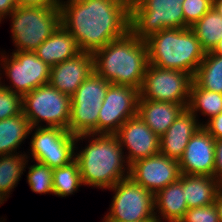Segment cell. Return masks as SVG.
Instances as JSON below:
<instances>
[{"label": "cell", "mask_w": 222, "mask_h": 222, "mask_svg": "<svg viewBox=\"0 0 222 222\" xmlns=\"http://www.w3.org/2000/svg\"><path fill=\"white\" fill-rule=\"evenodd\" d=\"M94 71L93 53L81 51L50 68L49 84L59 92L72 96Z\"/></svg>", "instance_id": "obj_17"}, {"label": "cell", "mask_w": 222, "mask_h": 222, "mask_svg": "<svg viewBox=\"0 0 222 222\" xmlns=\"http://www.w3.org/2000/svg\"><path fill=\"white\" fill-rule=\"evenodd\" d=\"M115 136L121 147L128 150L125 156L129 165L160 153V137L138 115L127 119Z\"/></svg>", "instance_id": "obj_15"}, {"label": "cell", "mask_w": 222, "mask_h": 222, "mask_svg": "<svg viewBox=\"0 0 222 222\" xmlns=\"http://www.w3.org/2000/svg\"><path fill=\"white\" fill-rule=\"evenodd\" d=\"M139 90L110 84L98 118V134H115L127 119L137 115Z\"/></svg>", "instance_id": "obj_13"}, {"label": "cell", "mask_w": 222, "mask_h": 222, "mask_svg": "<svg viewBox=\"0 0 222 222\" xmlns=\"http://www.w3.org/2000/svg\"><path fill=\"white\" fill-rule=\"evenodd\" d=\"M214 0H184L182 9L185 28L193 26L206 12L213 7Z\"/></svg>", "instance_id": "obj_31"}, {"label": "cell", "mask_w": 222, "mask_h": 222, "mask_svg": "<svg viewBox=\"0 0 222 222\" xmlns=\"http://www.w3.org/2000/svg\"><path fill=\"white\" fill-rule=\"evenodd\" d=\"M36 130L30 142L34 161L55 169L75 160L76 136L57 127H33ZM76 148V149H75Z\"/></svg>", "instance_id": "obj_11"}, {"label": "cell", "mask_w": 222, "mask_h": 222, "mask_svg": "<svg viewBox=\"0 0 222 222\" xmlns=\"http://www.w3.org/2000/svg\"><path fill=\"white\" fill-rule=\"evenodd\" d=\"M35 162L29 167L27 175L31 190L38 194H53V169L48 165Z\"/></svg>", "instance_id": "obj_29"}, {"label": "cell", "mask_w": 222, "mask_h": 222, "mask_svg": "<svg viewBox=\"0 0 222 222\" xmlns=\"http://www.w3.org/2000/svg\"><path fill=\"white\" fill-rule=\"evenodd\" d=\"M187 109L196 117L197 111L209 119L222 112V94L200 88L194 81L190 88Z\"/></svg>", "instance_id": "obj_26"}, {"label": "cell", "mask_w": 222, "mask_h": 222, "mask_svg": "<svg viewBox=\"0 0 222 222\" xmlns=\"http://www.w3.org/2000/svg\"><path fill=\"white\" fill-rule=\"evenodd\" d=\"M22 112V96L0 85V121Z\"/></svg>", "instance_id": "obj_30"}, {"label": "cell", "mask_w": 222, "mask_h": 222, "mask_svg": "<svg viewBox=\"0 0 222 222\" xmlns=\"http://www.w3.org/2000/svg\"><path fill=\"white\" fill-rule=\"evenodd\" d=\"M216 140L199 128L189 140L179 163L181 174L214 176Z\"/></svg>", "instance_id": "obj_16"}, {"label": "cell", "mask_w": 222, "mask_h": 222, "mask_svg": "<svg viewBox=\"0 0 222 222\" xmlns=\"http://www.w3.org/2000/svg\"><path fill=\"white\" fill-rule=\"evenodd\" d=\"M155 217L158 222L162 218L168 222H179L185 212L188 210V205L184 196V174H181L179 179L172 184L167 185L154 195ZM161 219V220H160Z\"/></svg>", "instance_id": "obj_21"}, {"label": "cell", "mask_w": 222, "mask_h": 222, "mask_svg": "<svg viewBox=\"0 0 222 222\" xmlns=\"http://www.w3.org/2000/svg\"><path fill=\"white\" fill-rule=\"evenodd\" d=\"M211 52L218 55H222V39L217 43V45Z\"/></svg>", "instance_id": "obj_39"}, {"label": "cell", "mask_w": 222, "mask_h": 222, "mask_svg": "<svg viewBox=\"0 0 222 222\" xmlns=\"http://www.w3.org/2000/svg\"><path fill=\"white\" fill-rule=\"evenodd\" d=\"M187 105L139 99L137 115L155 134L161 137L181 112L187 108Z\"/></svg>", "instance_id": "obj_19"}, {"label": "cell", "mask_w": 222, "mask_h": 222, "mask_svg": "<svg viewBox=\"0 0 222 222\" xmlns=\"http://www.w3.org/2000/svg\"><path fill=\"white\" fill-rule=\"evenodd\" d=\"M180 175L178 161L159 153L132 163L129 177L155 195Z\"/></svg>", "instance_id": "obj_14"}, {"label": "cell", "mask_w": 222, "mask_h": 222, "mask_svg": "<svg viewBox=\"0 0 222 222\" xmlns=\"http://www.w3.org/2000/svg\"><path fill=\"white\" fill-rule=\"evenodd\" d=\"M18 7L17 0H0V23Z\"/></svg>", "instance_id": "obj_36"}, {"label": "cell", "mask_w": 222, "mask_h": 222, "mask_svg": "<svg viewBox=\"0 0 222 222\" xmlns=\"http://www.w3.org/2000/svg\"><path fill=\"white\" fill-rule=\"evenodd\" d=\"M82 184L81 174L76 160H73L65 166L53 169L54 195L66 197L77 191Z\"/></svg>", "instance_id": "obj_28"}, {"label": "cell", "mask_w": 222, "mask_h": 222, "mask_svg": "<svg viewBox=\"0 0 222 222\" xmlns=\"http://www.w3.org/2000/svg\"><path fill=\"white\" fill-rule=\"evenodd\" d=\"M187 108L176 118L174 123L160 137V153L179 161L189 140L202 127Z\"/></svg>", "instance_id": "obj_18"}, {"label": "cell", "mask_w": 222, "mask_h": 222, "mask_svg": "<svg viewBox=\"0 0 222 222\" xmlns=\"http://www.w3.org/2000/svg\"><path fill=\"white\" fill-rule=\"evenodd\" d=\"M184 0H130V31L140 40L168 28H185Z\"/></svg>", "instance_id": "obj_6"}, {"label": "cell", "mask_w": 222, "mask_h": 222, "mask_svg": "<svg viewBox=\"0 0 222 222\" xmlns=\"http://www.w3.org/2000/svg\"><path fill=\"white\" fill-rule=\"evenodd\" d=\"M193 81L200 88L222 94V55L205 52Z\"/></svg>", "instance_id": "obj_25"}, {"label": "cell", "mask_w": 222, "mask_h": 222, "mask_svg": "<svg viewBox=\"0 0 222 222\" xmlns=\"http://www.w3.org/2000/svg\"><path fill=\"white\" fill-rule=\"evenodd\" d=\"M7 196L4 195L2 192H0V205L4 203V201H6Z\"/></svg>", "instance_id": "obj_40"}, {"label": "cell", "mask_w": 222, "mask_h": 222, "mask_svg": "<svg viewBox=\"0 0 222 222\" xmlns=\"http://www.w3.org/2000/svg\"><path fill=\"white\" fill-rule=\"evenodd\" d=\"M110 84L94 71L71 96L68 131L72 135L98 134L99 111Z\"/></svg>", "instance_id": "obj_7"}, {"label": "cell", "mask_w": 222, "mask_h": 222, "mask_svg": "<svg viewBox=\"0 0 222 222\" xmlns=\"http://www.w3.org/2000/svg\"><path fill=\"white\" fill-rule=\"evenodd\" d=\"M34 52L49 67H53L81 51L74 36L61 24Z\"/></svg>", "instance_id": "obj_20"}, {"label": "cell", "mask_w": 222, "mask_h": 222, "mask_svg": "<svg viewBox=\"0 0 222 222\" xmlns=\"http://www.w3.org/2000/svg\"><path fill=\"white\" fill-rule=\"evenodd\" d=\"M222 184L213 176L185 175L184 196L188 209L213 204Z\"/></svg>", "instance_id": "obj_22"}, {"label": "cell", "mask_w": 222, "mask_h": 222, "mask_svg": "<svg viewBox=\"0 0 222 222\" xmlns=\"http://www.w3.org/2000/svg\"><path fill=\"white\" fill-rule=\"evenodd\" d=\"M108 190L114 191L110 212L103 221L145 222L156 220L154 194L131 177L117 182Z\"/></svg>", "instance_id": "obj_9"}, {"label": "cell", "mask_w": 222, "mask_h": 222, "mask_svg": "<svg viewBox=\"0 0 222 222\" xmlns=\"http://www.w3.org/2000/svg\"><path fill=\"white\" fill-rule=\"evenodd\" d=\"M214 203L219 215L220 222H222V188L219 190Z\"/></svg>", "instance_id": "obj_37"}, {"label": "cell", "mask_w": 222, "mask_h": 222, "mask_svg": "<svg viewBox=\"0 0 222 222\" xmlns=\"http://www.w3.org/2000/svg\"><path fill=\"white\" fill-rule=\"evenodd\" d=\"M32 132L23 112L0 121V155L14 154Z\"/></svg>", "instance_id": "obj_23"}, {"label": "cell", "mask_w": 222, "mask_h": 222, "mask_svg": "<svg viewBox=\"0 0 222 222\" xmlns=\"http://www.w3.org/2000/svg\"><path fill=\"white\" fill-rule=\"evenodd\" d=\"M93 56L95 72L107 82L141 89L149 65L147 45L130 30L96 50Z\"/></svg>", "instance_id": "obj_3"}, {"label": "cell", "mask_w": 222, "mask_h": 222, "mask_svg": "<svg viewBox=\"0 0 222 222\" xmlns=\"http://www.w3.org/2000/svg\"><path fill=\"white\" fill-rule=\"evenodd\" d=\"M205 52L212 51L222 39V16L212 7L190 27Z\"/></svg>", "instance_id": "obj_24"}, {"label": "cell", "mask_w": 222, "mask_h": 222, "mask_svg": "<svg viewBox=\"0 0 222 222\" xmlns=\"http://www.w3.org/2000/svg\"><path fill=\"white\" fill-rule=\"evenodd\" d=\"M222 184V139L215 143V168L214 176Z\"/></svg>", "instance_id": "obj_34"}, {"label": "cell", "mask_w": 222, "mask_h": 222, "mask_svg": "<svg viewBox=\"0 0 222 222\" xmlns=\"http://www.w3.org/2000/svg\"><path fill=\"white\" fill-rule=\"evenodd\" d=\"M61 24L79 50L94 53L130 30V0L61 1Z\"/></svg>", "instance_id": "obj_1"}, {"label": "cell", "mask_w": 222, "mask_h": 222, "mask_svg": "<svg viewBox=\"0 0 222 222\" xmlns=\"http://www.w3.org/2000/svg\"><path fill=\"white\" fill-rule=\"evenodd\" d=\"M28 163L27 154H7L0 155V192L7 197L23 174Z\"/></svg>", "instance_id": "obj_27"}, {"label": "cell", "mask_w": 222, "mask_h": 222, "mask_svg": "<svg viewBox=\"0 0 222 222\" xmlns=\"http://www.w3.org/2000/svg\"><path fill=\"white\" fill-rule=\"evenodd\" d=\"M192 82L193 76L186 72L149 64L139 99L188 104Z\"/></svg>", "instance_id": "obj_10"}, {"label": "cell", "mask_w": 222, "mask_h": 222, "mask_svg": "<svg viewBox=\"0 0 222 222\" xmlns=\"http://www.w3.org/2000/svg\"><path fill=\"white\" fill-rule=\"evenodd\" d=\"M22 7H60L62 0H17Z\"/></svg>", "instance_id": "obj_35"}, {"label": "cell", "mask_w": 222, "mask_h": 222, "mask_svg": "<svg viewBox=\"0 0 222 222\" xmlns=\"http://www.w3.org/2000/svg\"><path fill=\"white\" fill-rule=\"evenodd\" d=\"M213 7L222 16V0H214Z\"/></svg>", "instance_id": "obj_38"}, {"label": "cell", "mask_w": 222, "mask_h": 222, "mask_svg": "<svg viewBox=\"0 0 222 222\" xmlns=\"http://www.w3.org/2000/svg\"><path fill=\"white\" fill-rule=\"evenodd\" d=\"M5 75L11 81L10 86L3 87L20 94L22 97L32 90L49 83L50 68L35 52L15 51L9 58L1 55ZM1 67V66H0ZM1 76V73H0Z\"/></svg>", "instance_id": "obj_12"}, {"label": "cell", "mask_w": 222, "mask_h": 222, "mask_svg": "<svg viewBox=\"0 0 222 222\" xmlns=\"http://www.w3.org/2000/svg\"><path fill=\"white\" fill-rule=\"evenodd\" d=\"M22 108L32 128L40 127L39 123L45 121L46 127L68 130L71 96L59 92L49 83L25 94Z\"/></svg>", "instance_id": "obj_8"}, {"label": "cell", "mask_w": 222, "mask_h": 222, "mask_svg": "<svg viewBox=\"0 0 222 222\" xmlns=\"http://www.w3.org/2000/svg\"><path fill=\"white\" fill-rule=\"evenodd\" d=\"M103 222H121V221H103ZM145 222H158L157 220H150V221H145Z\"/></svg>", "instance_id": "obj_41"}, {"label": "cell", "mask_w": 222, "mask_h": 222, "mask_svg": "<svg viewBox=\"0 0 222 222\" xmlns=\"http://www.w3.org/2000/svg\"><path fill=\"white\" fill-rule=\"evenodd\" d=\"M90 137L89 144L75 153L82 183L109 189L130 175V165L123 155L125 148L121 147L115 134H81L76 136V143Z\"/></svg>", "instance_id": "obj_2"}, {"label": "cell", "mask_w": 222, "mask_h": 222, "mask_svg": "<svg viewBox=\"0 0 222 222\" xmlns=\"http://www.w3.org/2000/svg\"><path fill=\"white\" fill-rule=\"evenodd\" d=\"M10 17L16 51L34 52L61 25L60 7L18 6Z\"/></svg>", "instance_id": "obj_5"}, {"label": "cell", "mask_w": 222, "mask_h": 222, "mask_svg": "<svg viewBox=\"0 0 222 222\" xmlns=\"http://www.w3.org/2000/svg\"><path fill=\"white\" fill-rule=\"evenodd\" d=\"M202 127L215 139H222V112L210 118Z\"/></svg>", "instance_id": "obj_33"}, {"label": "cell", "mask_w": 222, "mask_h": 222, "mask_svg": "<svg viewBox=\"0 0 222 222\" xmlns=\"http://www.w3.org/2000/svg\"><path fill=\"white\" fill-rule=\"evenodd\" d=\"M149 64L186 72L194 77L205 51L191 28H168L144 40Z\"/></svg>", "instance_id": "obj_4"}, {"label": "cell", "mask_w": 222, "mask_h": 222, "mask_svg": "<svg viewBox=\"0 0 222 222\" xmlns=\"http://www.w3.org/2000/svg\"><path fill=\"white\" fill-rule=\"evenodd\" d=\"M179 222H220L215 203L188 209Z\"/></svg>", "instance_id": "obj_32"}]
</instances>
